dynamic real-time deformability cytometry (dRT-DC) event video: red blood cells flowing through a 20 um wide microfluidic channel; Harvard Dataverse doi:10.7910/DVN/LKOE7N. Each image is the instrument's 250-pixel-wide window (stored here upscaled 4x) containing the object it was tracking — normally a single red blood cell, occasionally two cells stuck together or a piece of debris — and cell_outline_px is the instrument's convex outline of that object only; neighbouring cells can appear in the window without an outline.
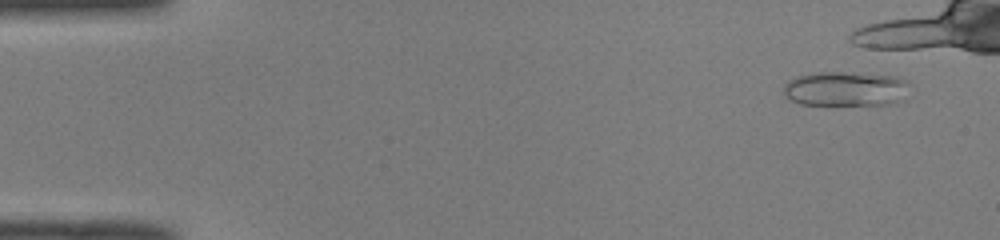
{"species": "common noctule bat (a hibernating species)", "species_latin": "Nyctalus noctula", "temperature_condition": "room temperature", "stored_images_in_passage": 39, "camera_frame_rate_fps": 3000, "um_per_image_px": 0.085, "animal": {"sex": "male", "body_mass_g": 19.0, "forearm_length_mm": 50.8}, "frame": {"image": 1, "passage_image": 3, "time_ms": 0.667, "image_size_px": [1000, 240], "cell_outline_px": [[908, 84], [904, 100], [888, 104], [800, 104], [788, 100], [784, 96], [784, 84], [788, 80], [796, 76], [816, 72], [844, 72], [896, 76], [908, 80]], "centroid_in_image_um": [71.85, 7.54], "position_along_channel_um": 13.2, "area_um2": 25.55}}
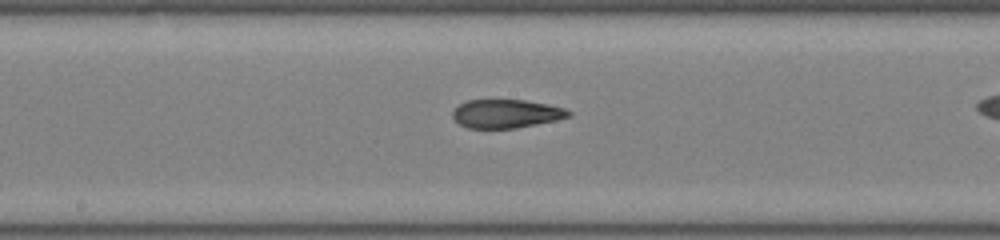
{"frame": {"image": 2, "passage_image": 26, "time_ms": 8.333, "image_size_px": [1000, 240], "cell_outline_px": [[572, 116], [556, 120], [516, 128], [468, 128], [460, 124], [452, 116], [452, 112], [460, 104], [468, 100], [524, 100], [548, 104], [564, 108], [572, 112]], "centroid_in_image_um": [43.05, 9.66], "position_along_channel_um": 205.1, "area_um2": 19.19}}
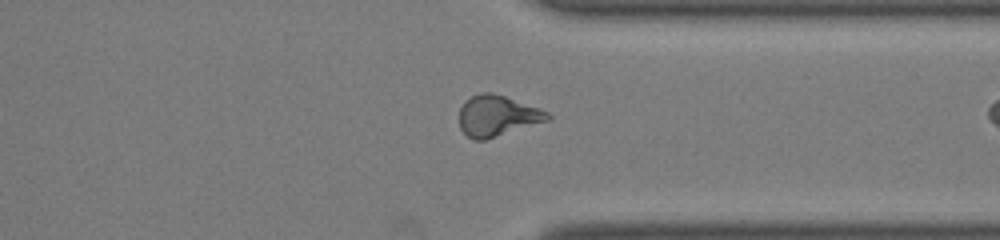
{"frame": {"image": 3, "passage_image": 38, "time_ms": 12.333, "image_size_px": [1000, 240], "cell_outline_px": [[552, 120], [484, 140], [472, 140], [460, 128], [460, 108], [464, 100], [480, 92], [492, 92], [540, 108], [548, 112], [552, 116]], "centroid_in_image_um": [42.3, 9.84], "position_along_channel_um": 369.1, "area_um2": 21.21}}